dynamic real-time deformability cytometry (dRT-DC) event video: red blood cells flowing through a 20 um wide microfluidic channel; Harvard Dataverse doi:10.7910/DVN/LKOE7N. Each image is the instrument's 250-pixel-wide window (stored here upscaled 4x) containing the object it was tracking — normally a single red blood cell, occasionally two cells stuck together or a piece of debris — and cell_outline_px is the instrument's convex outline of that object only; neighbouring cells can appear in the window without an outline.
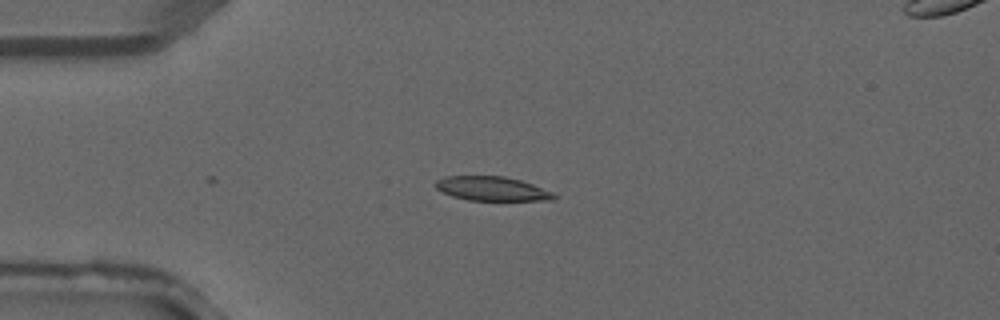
{"species": "common noctule bat (a hibernating species)", "species_latin": "Nyctalus noctula", "temperature_condition": "warm", "stored_images_in_passage": 3, "camera_frame_rate_fps": 3000, "um_per_image_px": 0.085, "animal": {"sex": "male", "forearm_length_mm": 52.5}, "frame": {"image": 1, "passage_image": 2, "time_ms": 0.333, "image_size_px": [1000, 320], "cell_outline_px": [[556, 200], [468, 200], [452, 196], [436, 188], [436, 180], [444, 176], [504, 176], [520, 180], [556, 192]], "centroid_in_image_um": [41.86, 16.03], "position_along_channel_um": 43.1, "area_um2": 16.7}}